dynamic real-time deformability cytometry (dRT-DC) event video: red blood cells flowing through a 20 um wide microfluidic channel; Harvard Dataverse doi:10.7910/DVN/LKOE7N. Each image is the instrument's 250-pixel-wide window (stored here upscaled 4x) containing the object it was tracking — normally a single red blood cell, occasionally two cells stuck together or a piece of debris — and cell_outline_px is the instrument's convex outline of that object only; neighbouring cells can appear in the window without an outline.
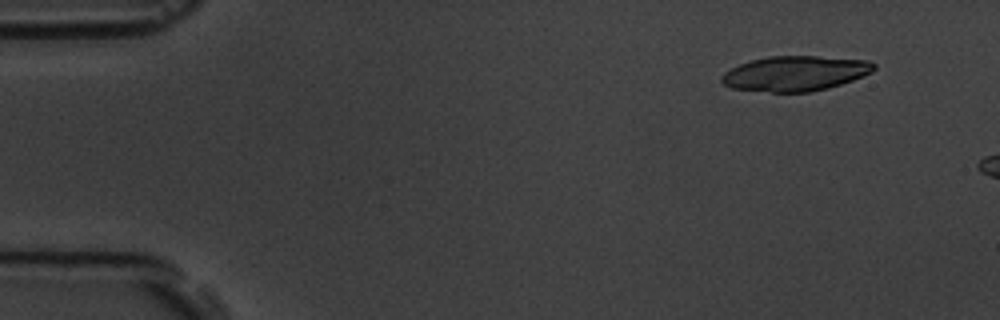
{"species": "common noctule bat (a hibernating species)", "species_latin": "Nyctalus noctula", "temperature_condition": "room temperature", "stored_images_in_passage": 5, "camera_frame_rate_fps": 3000, "um_per_image_px": 0.085, "animal": {"sex": "male", "body_mass_g": 19.5, "forearm_length_mm": 54.6}, "frame": {"image": 1, "passage_image": 5, "time_ms": 5.667, "image_size_px": [1000, 320], "cell_outline_px": [[876, 68], [872, 72], [852, 80], [828, 88], [812, 92], [772, 92], [732, 88], [724, 84], [720, 80], [720, 76], [724, 72], [740, 64], [752, 60], [768, 56], [816, 56], [868, 60], [876, 64]], "centroid_in_image_um": [67.6, 6.24], "position_along_channel_um": 17.4, "area_um2": 31.04}}